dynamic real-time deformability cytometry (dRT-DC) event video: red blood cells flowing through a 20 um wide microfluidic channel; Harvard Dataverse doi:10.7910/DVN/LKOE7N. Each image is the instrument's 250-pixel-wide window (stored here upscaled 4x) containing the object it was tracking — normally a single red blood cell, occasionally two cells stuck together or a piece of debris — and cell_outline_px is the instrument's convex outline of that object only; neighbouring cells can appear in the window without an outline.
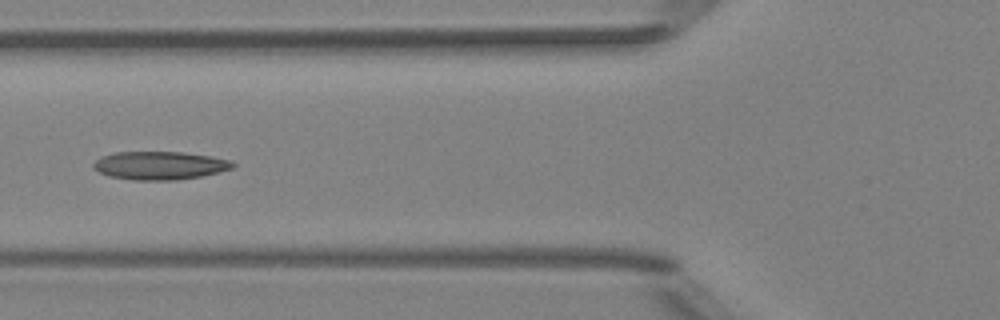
{"species": "Egyptian fruit bat (a non-hibernating species)", "species_latin": "Rousettus aegyptiacus", "temperature_condition": "room temperature", "stored_images_in_passage": 5, "camera_frame_rate_fps": 3000, "um_per_image_px": 0.085, "animal": {"sex": "female"}, "frame": {"image": 1, "passage_image": 5, "time_ms": 5.333, "image_size_px": [1000, 320], "cell_outline_px": [[236, 164], [232, 168], [220, 172], [200, 176], [176, 180], [132, 180], [108, 176], [92, 168], [92, 164], [100, 156], [116, 152], [184, 152], [212, 156], [232, 160]], "centroid_in_image_um": [13.58, 14.06], "position_along_channel_um": 112.2, "area_um2": 23.12}}